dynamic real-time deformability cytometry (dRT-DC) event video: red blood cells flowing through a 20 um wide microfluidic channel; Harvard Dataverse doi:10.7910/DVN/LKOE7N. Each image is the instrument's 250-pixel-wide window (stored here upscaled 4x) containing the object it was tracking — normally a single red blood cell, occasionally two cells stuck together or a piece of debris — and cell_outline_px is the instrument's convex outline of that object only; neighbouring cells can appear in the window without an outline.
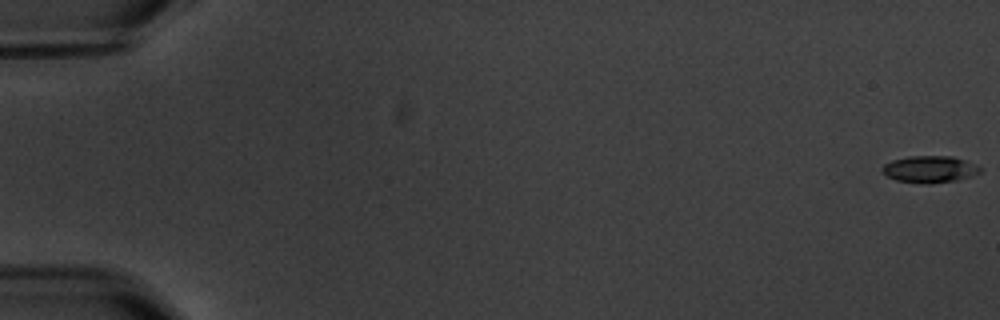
{"species": "common noctule bat (a hibernating species)", "species_latin": "Nyctalus noctula", "temperature_condition": "warm", "stored_images_in_passage": 6, "camera_frame_rate_fps": 3000, "um_per_image_px": 0.085, "animal": {"sex": "male", "body_mass_g": 20.1, "forearm_length_mm": 53.5}, "frame": {"image": 1, "passage_image": 1, "time_ms": 0.0, "image_size_px": [1000, 320], "cell_outline_px": [[984, 168], [980, 172], [972, 176], [956, 180], [932, 184], [924, 184], [896, 180], [888, 176], [880, 168], [884, 164], [892, 160], [908, 156], [952, 156], [968, 160]], "centroid_in_image_um": [79.07, 14.38], "position_along_channel_um": 5.9, "area_um2": 15.55}}
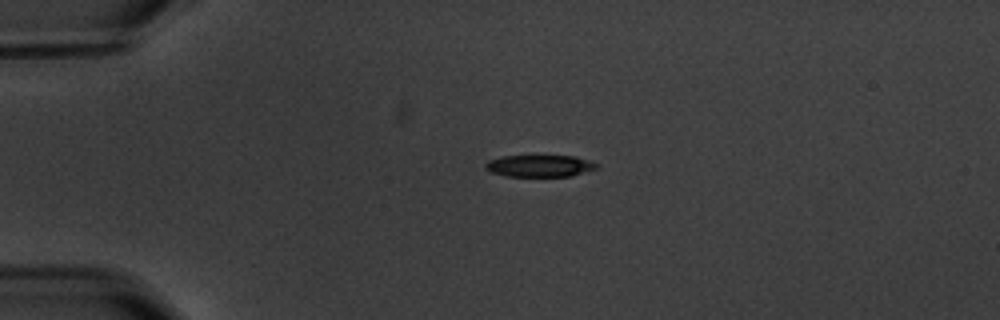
{"frame": {"image": 2, "passage_image": 5, "time_ms": 4.667, "image_size_px": [1000, 320], "cell_outline_px": [[600, 168], [572, 176], [508, 176], [492, 172], [484, 168], [484, 164], [488, 160], [500, 156], [576, 156], [592, 160], [600, 164]], "centroid_in_image_um": [45.95, 14.09], "position_along_channel_um": 39.1, "area_um2": 14.45}}